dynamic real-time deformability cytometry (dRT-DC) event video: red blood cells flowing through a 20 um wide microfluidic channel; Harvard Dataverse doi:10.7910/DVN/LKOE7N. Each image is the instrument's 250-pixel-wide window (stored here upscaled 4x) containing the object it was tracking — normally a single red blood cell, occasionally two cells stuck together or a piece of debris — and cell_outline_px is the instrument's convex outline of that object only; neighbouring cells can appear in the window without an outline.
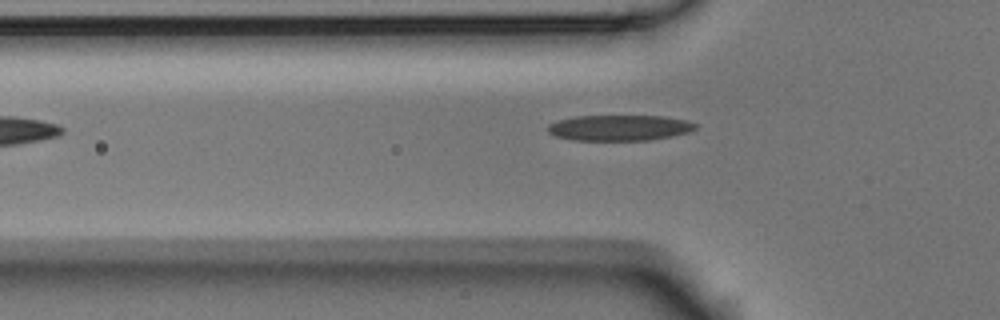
{"species": "Egyptian fruit bat (a non-hibernating species)", "species_latin": "Rousettus aegyptiacus", "temperature_condition": "room temperature", "stored_images_in_passage": 4, "camera_frame_rate_fps": 3000, "um_per_image_px": 0.085, "animal": {"sex": "male"}, "frame": {"image": 1, "passage_image": 4, "time_ms": 1.0, "image_size_px": [1000, 320], "cell_outline_px": [[696, 128], [688, 132], [672, 136], [648, 140], [572, 140], [556, 136], [548, 132], [548, 124], [556, 120], [576, 116], [664, 116], [688, 120], [696, 124]], "centroid_in_image_um": [52.64, 10.86], "position_along_channel_um": 73.2, "area_um2": 22.14}}